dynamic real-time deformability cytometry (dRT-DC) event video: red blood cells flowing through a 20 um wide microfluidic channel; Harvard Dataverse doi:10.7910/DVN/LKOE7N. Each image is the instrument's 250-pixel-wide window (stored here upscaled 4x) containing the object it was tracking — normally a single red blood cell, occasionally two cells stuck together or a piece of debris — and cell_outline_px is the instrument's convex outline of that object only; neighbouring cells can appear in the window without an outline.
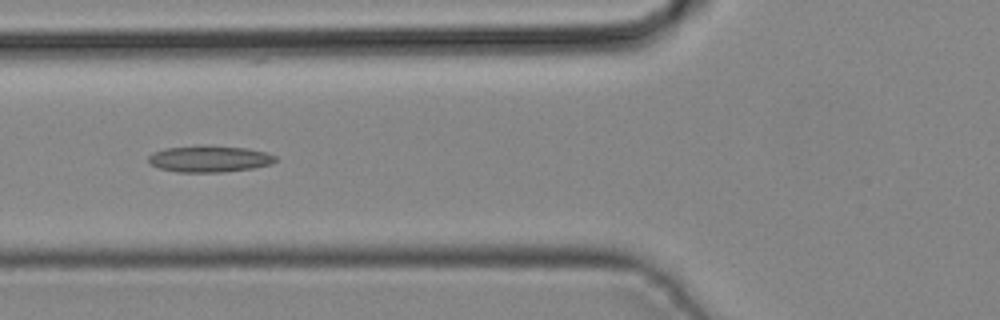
{"species": "common noctule bat (a hibernating species)", "species_latin": "Nyctalus noctula", "temperature_condition": "cold", "stored_images_in_passage": 32, "camera_frame_rate_fps": 3000, "um_per_image_px": 0.085, "animal": {"sex": "male", "body_mass_g": 19.2, "forearm_length_mm": 51.8}, "frame": {"image": 1, "passage_image": 5, "time_ms": 1.333, "image_size_px": [1000, 320], "cell_outline_px": [[276, 160], [272, 164], [252, 168], [224, 172], [176, 172], [160, 168], [148, 164], [148, 156], [152, 152], [164, 148], [200, 144], [204, 144], [248, 148], [264, 152], [276, 156]], "centroid_in_image_um": [17.75, 13.48], "position_along_channel_um": 108.0, "area_um2": 20.06}}
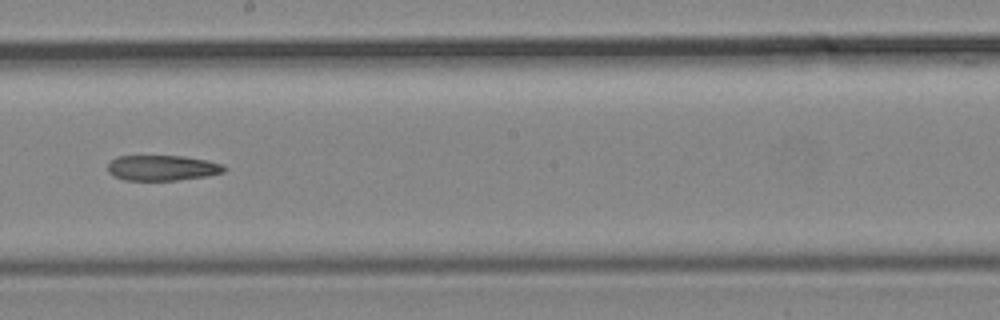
{"frame": {"image": 2, "passage_image": 13, "time_ms": 4.0, "image_size_px": [1000, 320], "cell_outline_px": [[228, 168], [224, 172], [208, 176], [176, 180], [124, 180], [112, 176], [108, 172], [108, 164], [116, 156], [184, 156], [208, 160], [224, 164]], "centroid_in_image_um": [13.82, 14.27], "position_along_channel_um": 234.4, "area_um2": 17.46}}
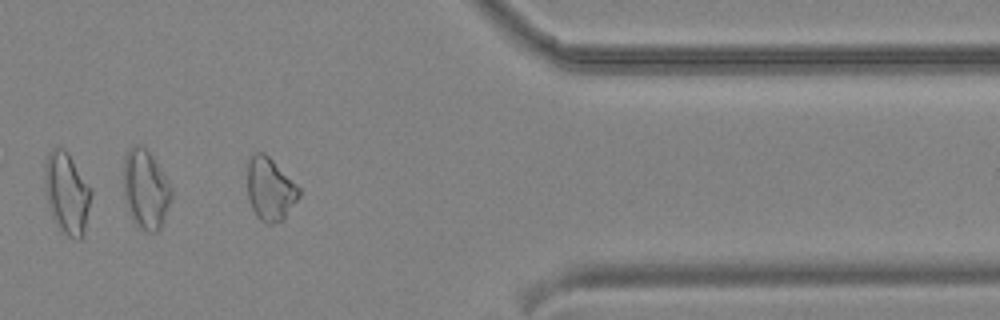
{"frame": {"image": 3, "passage_image": 24, "time_ms": 7.667, "image_size_px": [1000, 320], "cell_outline_px": [[300, 196], [284, 216], [280, 220], [272, 224], [264, 224], [256, 216], [252, 208], [248, 196], [248, 156], [256, 152], [264, 152], [300, 188]], "centroid_in_image_um": [22.93, 16.06], "position_along_channel_um": 388.5, "area_um2": 18.67}}